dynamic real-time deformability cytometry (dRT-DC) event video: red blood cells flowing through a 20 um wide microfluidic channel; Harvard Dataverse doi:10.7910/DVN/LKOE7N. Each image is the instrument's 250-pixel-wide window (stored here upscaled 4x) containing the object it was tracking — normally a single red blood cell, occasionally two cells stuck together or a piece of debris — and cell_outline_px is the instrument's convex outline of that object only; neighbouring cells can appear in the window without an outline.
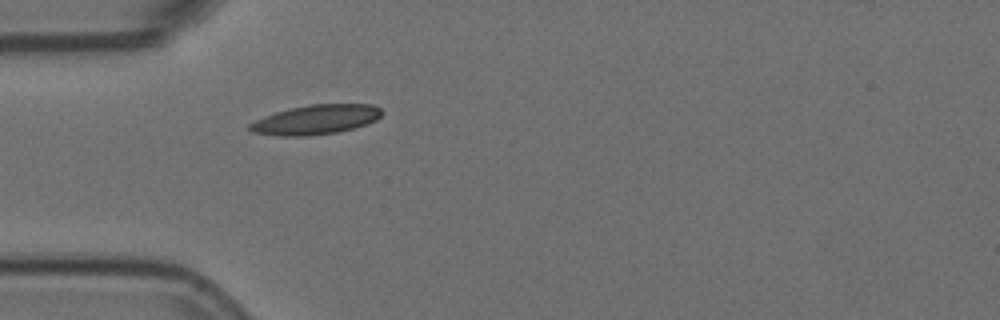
{"species": "Egyptian fruit bat (a non-hibernating species)", "species_latin": "Rousettus aegyptiacus", "temperature_condition": "room temperature", "stored_images_in_passage": 1, "camera_frame_rate_fps": 3000, "um_per_image_px": 0.085, "animal": {"sex": "female"}, "frame": {"image": 1, "passage_image": 1, "time_ms": 0.0, "image_size_px": [1000, 320], "cell_outline_px": [[384, 112], [376, 120], [352, 128], [336, 132], [308, 136], [280, 136], [252, 132], [248, 128], [248, 124], [264, 116], [276, 112], [308, 104], [372, 104], [380, 108]], "centroid_in_image_um": [26.83, 10.16], "position_along_channel_um": 58.2, "area_um2": 22.6}}